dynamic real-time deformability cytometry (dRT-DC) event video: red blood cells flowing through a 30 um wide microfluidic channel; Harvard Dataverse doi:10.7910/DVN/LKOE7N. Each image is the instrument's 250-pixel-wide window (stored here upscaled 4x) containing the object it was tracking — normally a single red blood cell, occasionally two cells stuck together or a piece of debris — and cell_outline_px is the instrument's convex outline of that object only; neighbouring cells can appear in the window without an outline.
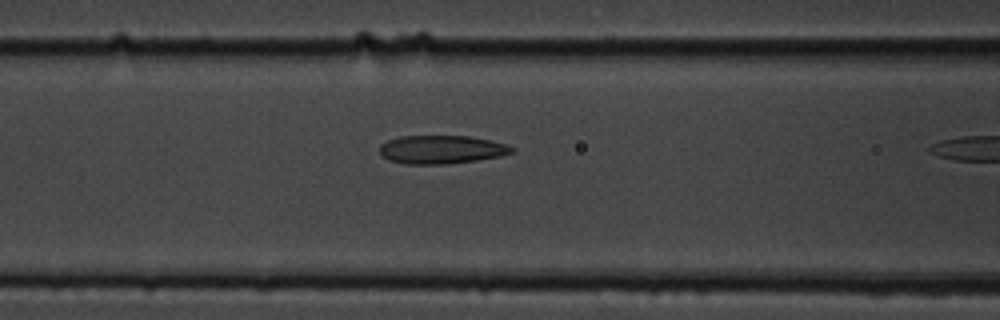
{"species": "common noctule bat (a hibernating species)", "species_latin": "Nyctalus noctula", "temperature_condition": "cold", "stored_images_in_passage": 4, "camera_frame_rate_fps": 3000, "um_per_image_px": 0.085, "animal": {"sex": "male", "body_mass_g": 19.5, "forearm_length_mm": 54.6}, "frame": {"image": 1, "passage_image": 3, "time_ms": 0.667, "image_size_px": [1000, 320], "cell_outline_px": [[516, 152], [500, 156], [476, 160], [444, 164], [404, 164], [388, 160], [380, 152], [380, 144], [388, 140], [400, 136], [468, 136], [508, 144], [516, 148]], "centroid_in_image_um": [37.55, 12.71], "position_along_channel_um": 129.1, "area_um2": 21.91}}